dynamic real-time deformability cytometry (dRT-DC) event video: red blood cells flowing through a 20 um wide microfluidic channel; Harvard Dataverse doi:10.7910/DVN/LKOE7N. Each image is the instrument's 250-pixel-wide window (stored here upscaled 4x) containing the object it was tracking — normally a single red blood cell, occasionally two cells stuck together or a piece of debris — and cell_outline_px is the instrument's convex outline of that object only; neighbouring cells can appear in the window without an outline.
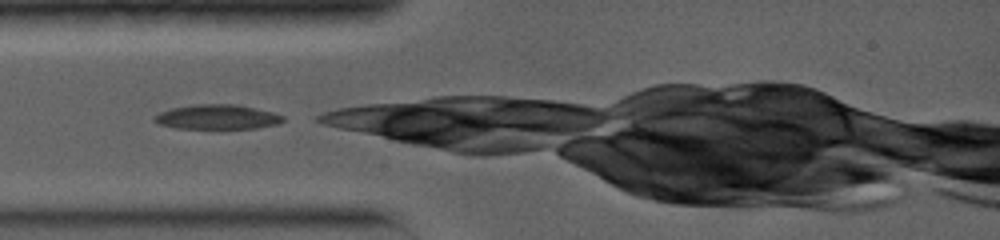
{"species": "common noctule bat (a hibernating species)", "species_latin": "Nyctalus noctula", "temperature_condition": "warm", "stored_images_in_passage": 3, "camera_frame_rate_fps": 5000, "um_per_image_px": 0.085, "animal": {"sex": "female", "body_mass_g": 19.0, "forearm_length_mm": 56.7}, "frame": {"image": 1, "passage_image": 1, "time_ms": 0.0, "image_size_px": [1000, 240], "cell_outline_px": [[284, 120], [280, 124], [256, 128], [176, 128], [160, 124], [152, 120], [152, 116], [160, 112], [172, 108], [192, 104], [236, 104], [272, 112], [284, 116]], "centroid_in_image_um": [18.45, 9.94], "position_along_channel_um": 66.5, "area_um2": 18.5}}